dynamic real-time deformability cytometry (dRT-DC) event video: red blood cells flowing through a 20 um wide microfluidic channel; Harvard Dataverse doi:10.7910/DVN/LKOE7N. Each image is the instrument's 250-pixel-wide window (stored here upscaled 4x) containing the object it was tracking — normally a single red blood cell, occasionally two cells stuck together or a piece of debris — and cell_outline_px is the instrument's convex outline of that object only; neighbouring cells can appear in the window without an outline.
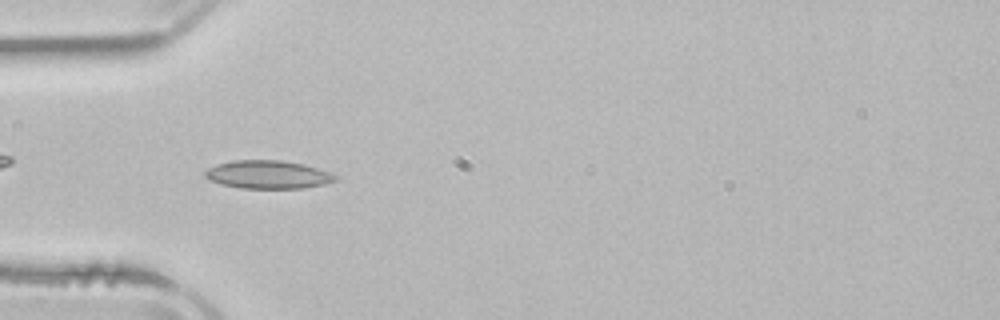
{"species": "common noctule bat (a hibernating species)", "species_latin": "Nyctalus noctula", "temperature_condition": "room temperature", "stored_images_in_passage": 5, "camera_frame_rate_fps": 3000, "um_per_image_px": 0.085, "animal": {"sex": "male", "body_mass_g": 21.5, "forearm_length_mm": 52.0}, "frame": {"image": 1, "passage_image": 4, "time_ms": 4.0, "image_size_px": [1000, 320], "cell_outline_px": [[340, 180], [324, 184], [304, 188], [240, 188], [220, 184], [208, 180], [204, 176], [204, 172], [208, 168], [216, 164], [232, 160], [280, 160], [304, 164], [340, 176]], "centroid_in_image_um": [22.77, 14.84], "position_along_channel_um": 62.2, "area_um2": 21.62}}
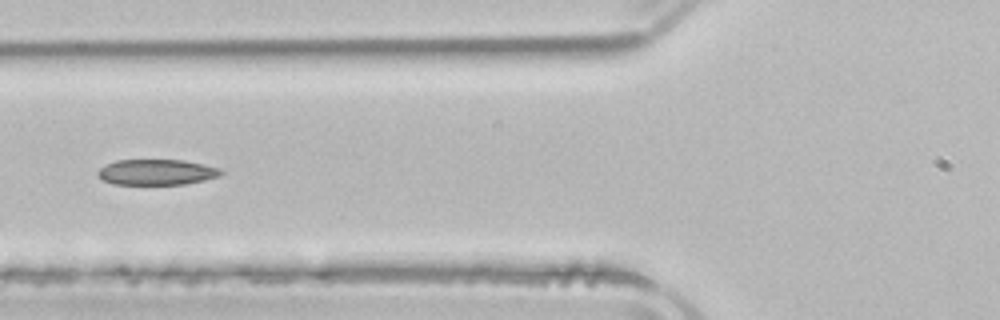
{"frame": {"image": 2, "passage_image": 5, "time_ms": 5.333, "image_size_px": [1000, 320], "cell_outline_px": [[224, 172], [220, 176], [204, 180], [184, 184], [112, 184], [104, 180], [96, 172], [104, 164], [116, 160], [184, 160], [204, 164], [220, 168]], "centroid_in_image_um": [13.33, 14.62], "position_along_channel_um": 112.5, "area_um2": 18.44}}